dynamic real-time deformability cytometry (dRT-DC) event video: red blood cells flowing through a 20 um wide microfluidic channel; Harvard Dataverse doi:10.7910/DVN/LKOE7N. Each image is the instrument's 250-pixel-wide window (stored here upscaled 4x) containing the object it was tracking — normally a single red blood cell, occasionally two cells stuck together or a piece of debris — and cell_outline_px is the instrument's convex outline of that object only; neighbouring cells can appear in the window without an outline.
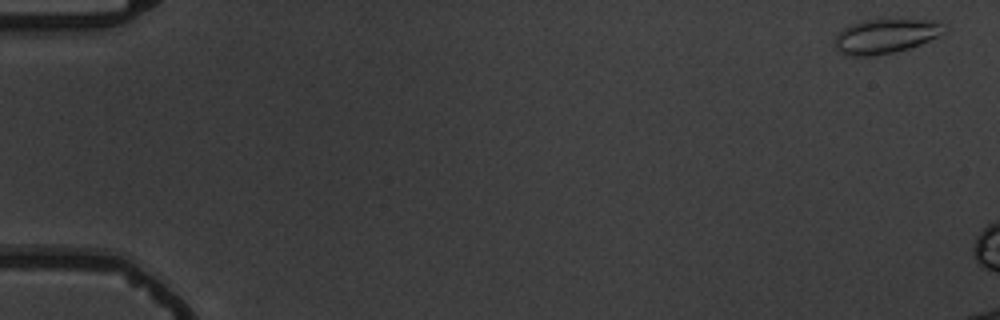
{"species": "common noctule bat (a hibernating species)", "species_latin": "Nyctalus noctula", "temperature_condition": "warm", "stored_images_in_passage": 3, "camera_frame_rate_fps": 3000, "um_per_image_px": 0.085, "animal": {"sex": "male", "body_mass_g": 19.5, "forearm_length_mm": 54.6}, "frame": {"image": 1, "passage_image": 1, "time_ms": 0.0, "image_size_px": [1000, 320], "cell_outline_px": [[944, 36], [908, 48], [892, 52], [872, 56], [844, 56], [836, 48], [832, 40], [836, 32], [860, 20], [936, 20], [944, 24]], "centroid_in_image_um": [75.25, 3.08], "position_along_channel_um": 9.8, "area_um2": 22.31}}